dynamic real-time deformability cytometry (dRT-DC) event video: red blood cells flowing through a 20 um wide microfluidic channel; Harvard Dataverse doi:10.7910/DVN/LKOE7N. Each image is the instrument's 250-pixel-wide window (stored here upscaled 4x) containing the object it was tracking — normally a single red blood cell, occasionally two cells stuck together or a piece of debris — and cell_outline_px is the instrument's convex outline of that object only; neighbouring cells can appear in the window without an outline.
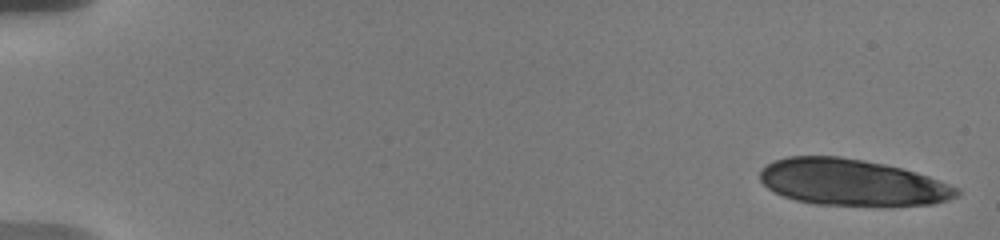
{"species": "human", "species_latin": "Homo sapiens", "temperature_condition": "warm", "stored_images_in_passage": 9, "camera_frame_rate_fps": 3000, "um_per_image_px": 0.085, "donor": {"sex": "male"}, "frame": {"image": 1, "passage_image": 1, "time_ms": 0.0, "image_size_px": [1000, 240], "cell_outline_px": [[960, 196], [948, 200], [932, 204], [880, 208], [812, 204], [796, 200], [784, 196], [768, 188], [760, 180], [760, 172], [768, 164], [776, 160], [788, 156], [840, 156], [864, 160], [884, 164], [916, 172], [928, 176], [960, 188]], "centroid_in_image_um": [72.49, 15.55], "position_along_channel_um": 12.5, "area_um2": 54.27}}